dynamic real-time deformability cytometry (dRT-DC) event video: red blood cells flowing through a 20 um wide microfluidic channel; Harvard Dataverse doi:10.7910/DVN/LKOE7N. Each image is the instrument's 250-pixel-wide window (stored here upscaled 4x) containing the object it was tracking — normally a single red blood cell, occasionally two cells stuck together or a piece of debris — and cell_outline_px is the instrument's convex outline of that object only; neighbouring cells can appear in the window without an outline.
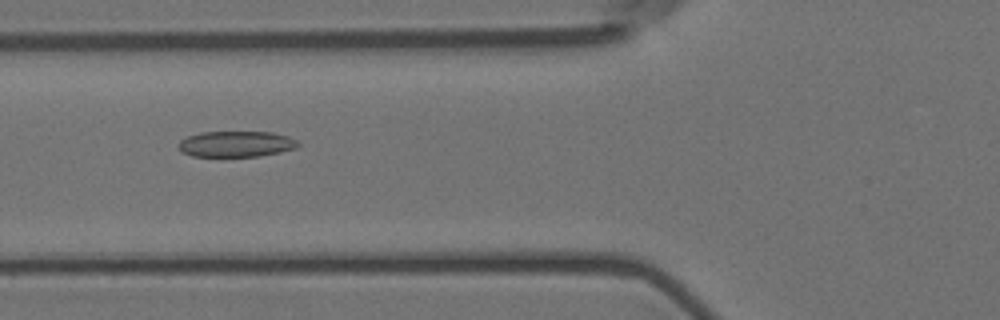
{"species": "Egyptian fruit bat (a non-hibernating species)", "species_latin": "Rousettus aegyptiacus", "temperature_condition": "room temperature", "stored_images_in_passage": 41, "camera_frame_rate_fps": 3000, "um_per_image_px": 0.085, "animal": {"sex": "female"}, "frame": {"image": 1, "passage_image": 6, "time_ms": 1.667, "image_size_px": [1000, 320], "cell_outline_px": [[300, 144], [296, 148], [280, 152], [260, 156], [192, 156], [180, 152], [180, 140], [188, 136], [200, 132], [272, 132], [288, 136], [296, 140]], "centroid_in_image_um": [20.08, 12.24], "position_along_channel_um": 105.7, "area_um2": 17.98}}
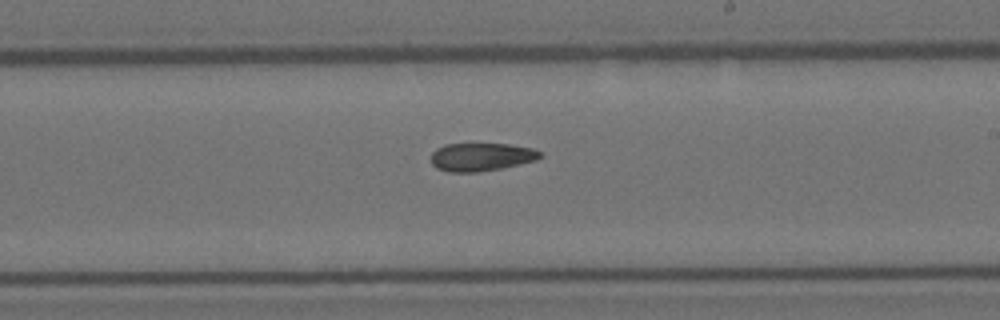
{"frame": {"image": 2, "passage_image": 18, "time_ms": 5.667, "image_size_px": [1000, 320], "cell_outline_px": [[544, 156], [536, 160], [520, 164], [500, 168], [476, 172], [448, 172], [436, 168], [432, 164], [432, 152], [436, 148], [444, 144], [508, 144], [532, 148], [540, 152]], "centroid_in_image_um": [40.9, 13.34], "position_along_channel_um": 248.1, "area_um2": 17.86}}
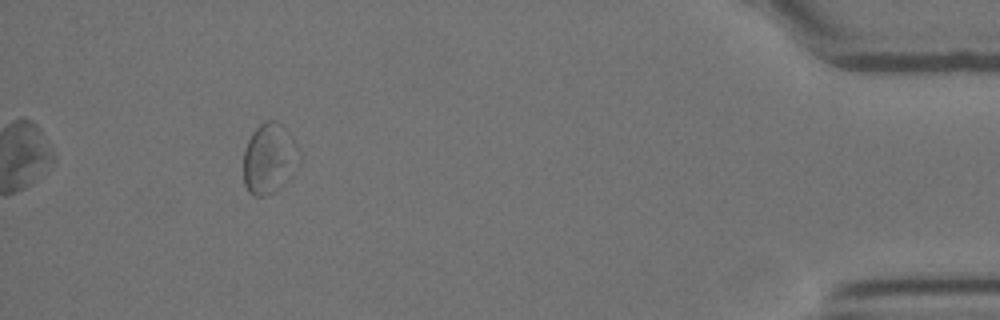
{"frame": {"image": 3, "passage_image": 37, "time_ms": 12.0, "image_size_px": [1000, 320], "cell_outline_px": [[300, 164], [292, 176], [284, 184], [272, 192], [264, 196], [252, 196], [248, 192], [244, 184], [244, 152], [248, 140], [252, 132], [264, 120], [272, 120], [280, 124], [288, 132], [300, 148]], "centroid_in_image_um": [22.91, 13.49], "position_along_channel_um": 412.3, "area_um2": 23.18}, "authors_computed_cell_mechanics": {"area_um2": 19.074, "velocity_mm_per_s": 3.5624, "shape_relaxation_time_tau1_ms": null, "shape_relaxation_time_tau2_ms": 4.7589, "deformation_change_tau1": null, "deformation_change_tau2": 0.0919}}